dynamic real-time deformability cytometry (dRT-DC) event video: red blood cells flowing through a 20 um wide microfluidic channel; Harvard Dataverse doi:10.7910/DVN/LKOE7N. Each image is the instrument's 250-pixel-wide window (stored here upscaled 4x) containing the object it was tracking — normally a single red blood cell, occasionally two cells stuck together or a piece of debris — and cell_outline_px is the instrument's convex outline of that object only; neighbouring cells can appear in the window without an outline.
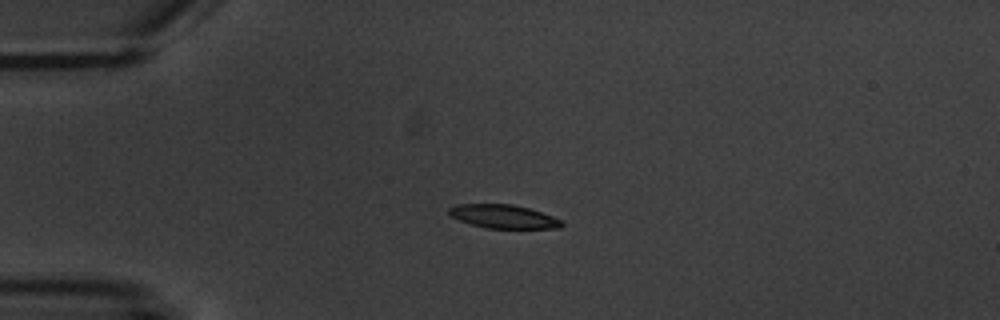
{"species": "common noctule bat (a hibernating species)", "species_latin": "Nyctalus noctula", "temperature_condition": "warm", "stored_images_in_passage": 5, "camera_frame_rate_fps": 3000, "um_per_image_px": 0.085, "animal": {"sex": "male", "body_mass_g": 20.1, "forearm_length_mm": 53.5}, "frame": {"image": 1, "passage_image": 3, "time_ms": 2.333, "image_size_px": [1000, 320], "cell_outline_px": [[564, 224], [560, 228], [488, 228], [472, 224], [460, 220], [452, 216], [448, 212], [448, 208], [456, 204], [512, 204], [528, 208], [552, 216], [560, 220]], "centroid_in_image_um": [42.78, 18.39], "position_along_channel_um": 42.2, "area_um2": 15.26}}